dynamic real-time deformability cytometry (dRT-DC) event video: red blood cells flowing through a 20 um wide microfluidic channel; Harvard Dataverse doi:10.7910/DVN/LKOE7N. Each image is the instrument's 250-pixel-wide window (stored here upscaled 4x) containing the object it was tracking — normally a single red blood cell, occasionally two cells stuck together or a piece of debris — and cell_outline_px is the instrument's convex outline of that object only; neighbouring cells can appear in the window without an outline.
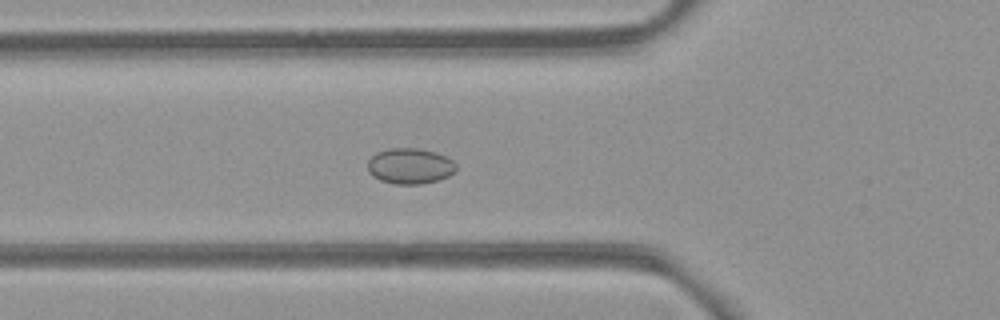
{"species": "common noctule bat (a hibernating species)", "species_latin": "Nyctalus noctula", "temperature_condition": "room temperature", "stored_images_in_passage": 44, "camera_frame_rate_fps": 3000, "um_per_image_px": 0.085, "animal": {"sex": "female", "body_mass_g": 21.9}, "frame": {"image": 1, "passage_image": 19, "time_ms": 6.0, "image_size_px": [1000, 320], "cell_outline_px": [[456, 172], [448, 176], [436, 180], [420, 184], [396, 184], [380, 180], [372, 176], [368, 172], [368, 160], [376, 152], [388, 148], [416, 148], [436, 152], [452, 160], [456, 164]], "centroid_in_image_um": [34.83, 14.11], "position_along_channel_um": 91.0, "area_um2": 18.44}}
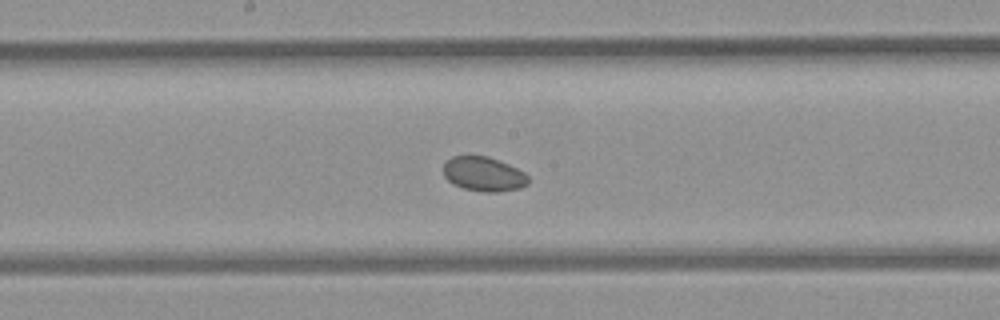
{"frame": {"image": 2, "passage_image": 28, "time_ms": 9.0, "image_size_px": [1000, 320], "cell_outline_px": [[528, 184], [520, 188], [496, 192], [484, 192], [464, 188], [452, 184], [444, 176], [444, 164], [452, 156], [488, 156], [508, 164], [524, 172], [528, 176]], "centroid_in_image_um": [41.11, 14.8], "position_along_channel_um": 207.1, "area_um2": 16.94}}
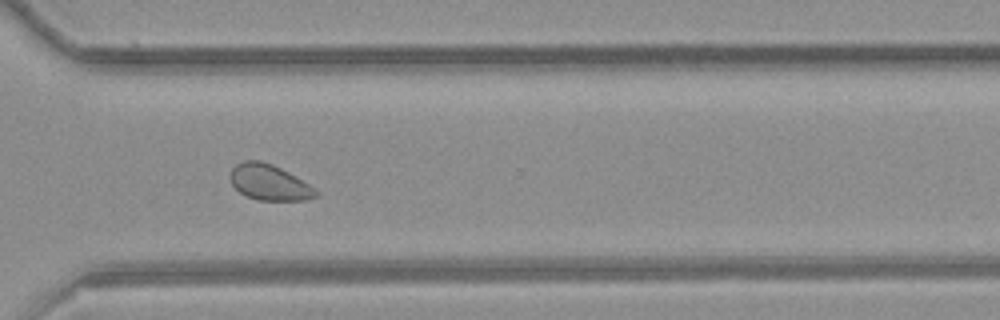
{"frame": {"image": 3, "passage_image": 39, "time_ms": 12.667, "image_size_px": [1000, 320], "cell_outline_px": [[320, 192], [316, 196], [304, 200], [256, 200], [244, 196], [232, 184], [228, 176], [232, 168], [236, 164], [244, 160], [260, 160], [272, 164], [288, 172], [316, 188]], "centroid_in_image_um": [22.86, 15.5], "position_along_channel_um": 347.7, "area_um2": 17.98}}